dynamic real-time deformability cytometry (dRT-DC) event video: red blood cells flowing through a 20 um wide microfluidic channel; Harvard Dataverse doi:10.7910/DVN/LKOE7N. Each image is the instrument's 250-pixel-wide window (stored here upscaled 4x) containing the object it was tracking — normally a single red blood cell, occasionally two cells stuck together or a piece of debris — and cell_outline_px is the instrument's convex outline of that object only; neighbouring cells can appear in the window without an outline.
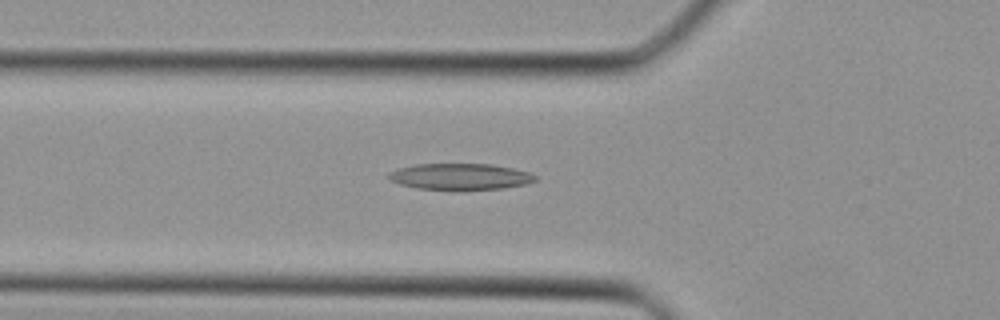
{"species": "Egyptian fruit bat (a non-hibernating species)", "species_latin": "Rousettus aegyptiacus", "temperature_condition": "cold", "stored_images_in_passage": 24, "camera_frame_rate_fps": 3000, "um_per_image_px": 0.085, "animal": {"sex": "female"}, "frame": {"image": 1, "passage_image": 5, "time_ms": 1.333, "image_size_px": [1000, 320], "cell_outline_px": [[536, 180], [524, 184], [504, 188], [416, 188], [400, 184], [392, 180], [388, 176], [388, 172], [400, 168], [416, 164], [492, 164], [512, 168], [528, 172], [536, 176]], "centroid_in_image_um": [39.11, 14.98], "position_along_channel_um": 86.7, "area_um2": 21.68}}
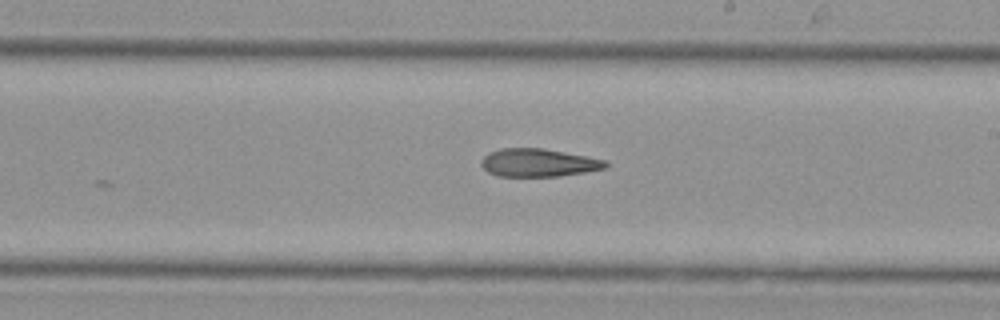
{"frame": {"image": 2, "passage_image": 14, "time_ms": 4.333, "image_size_px": [1000, 320], "cell_outline_px": [[608, 168], [560, 176], [496, 176], [488, 172], [480, 164], [480, 160], [488, 152], [500, 148], [544, 148], [588, 156], [604, 160], [608, 164]], "centroid_in_image_um": [45.75, 13.82], "position_along_channel_um": 243.3, "area_um2": 20.46}}
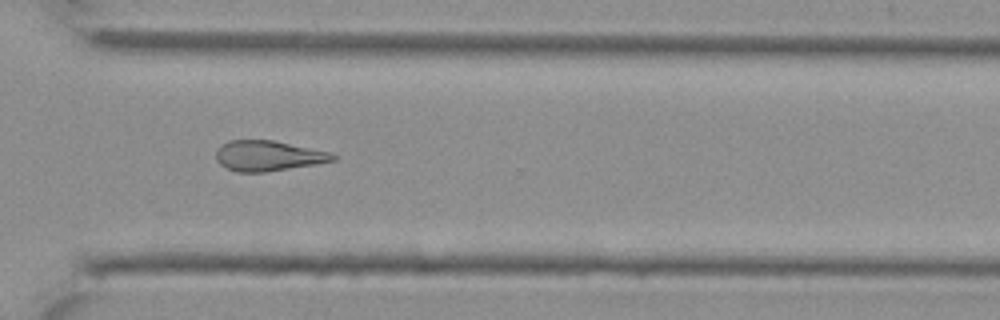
{"frame": {"image": 3, "passage_image": 20, "time_ms": 6.333, "image_size_px": [1000, 320], "cell_outline_px": [[336, 160], [316, 164], [264, 172], [236, 172], [220, 164], [216, 160], [216, 148], [228, 140], [272, 140], [332, 152], [336, 156]], "centroid_in_image_um": [22.78, 13.24], "position_along_channel_um": 347.8, "area_um2": 20.69}}